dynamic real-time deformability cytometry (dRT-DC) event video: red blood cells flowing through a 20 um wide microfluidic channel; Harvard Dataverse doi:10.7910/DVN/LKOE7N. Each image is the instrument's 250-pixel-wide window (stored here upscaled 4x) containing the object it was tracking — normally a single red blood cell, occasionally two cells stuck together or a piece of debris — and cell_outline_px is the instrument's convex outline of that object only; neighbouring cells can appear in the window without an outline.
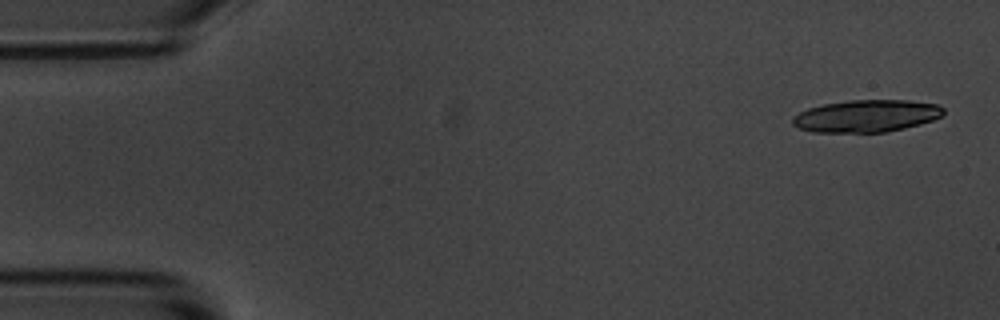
{"species": "common noctule bat (a hibernating species)", "species_latin": "Nyctalus noctula", "temperature_condition": "room temperature", "stored_images_in_passage": 4, "camera_frame_rate_fps": 3000, "um_per_image_px": 0.085, "animal": {"sex": "male", "body_mass_g": 20.1, "forearm_length_mm": 53.5}, "frame": {"image": 1, "passage_image": 1, "time_ms": 0.0, "image_size_px": [1000, 320], "cell_outline_px": [[944, 112], [940, 116], [932, 120], [920, 124], [904, 128], [884, 132], [812, 132], [800, 128], [792, 124], [792, 116], [808, 108], [824, 104], [848, 100], [908, 100], [936, 104], [944, 108]], "centroid_in_image_um": [73.62, 9.85], "position_along_channel_um": 11.4, "area_um2": 28.26}}